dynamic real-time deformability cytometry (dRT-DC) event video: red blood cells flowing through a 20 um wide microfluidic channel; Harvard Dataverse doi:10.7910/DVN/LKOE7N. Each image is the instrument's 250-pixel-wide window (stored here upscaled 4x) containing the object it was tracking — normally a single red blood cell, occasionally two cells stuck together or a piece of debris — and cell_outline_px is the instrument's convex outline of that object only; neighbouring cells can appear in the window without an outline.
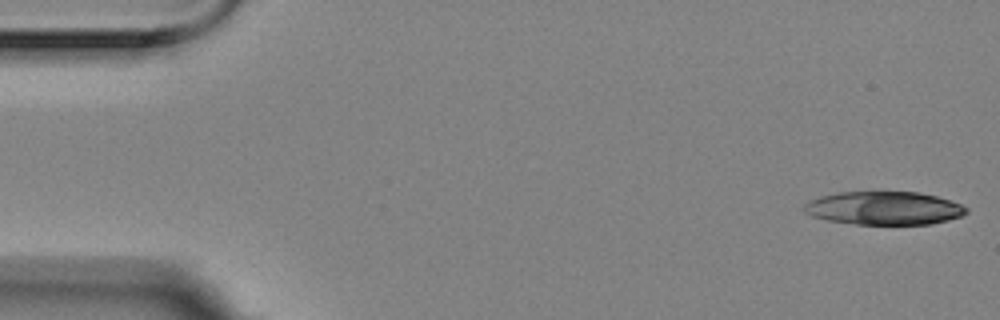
{"species": "Egyptian fruit bat (a non-hibernating species)", "species_latin": "Rousettus aegyptiacus", "temperature_condition": "room temperature", "stored_images_in_passage": 4, "camera_frame_rate_fps": 3000, "um_per_image_px": 0.085, "animal": {"sex": "female"}, "frame": {"image": 1, "passage_image": 1, "time_ms": 0.0, "image_size_px": [1000, 320], "cell_outline_px": [[968, 212], [960, 216], [948, 220], [932, 224], [856, 224], [828, 220], [812, 216], [804, 212], [804, 204], [820, 196], [836, 192], [920, 192], [936, 196], [960, 204], [968, 208]], "centroid_in_image_um": [75.14, 17.69], "position_along_channel_um": 9.9, "area_um2": 31.33}}